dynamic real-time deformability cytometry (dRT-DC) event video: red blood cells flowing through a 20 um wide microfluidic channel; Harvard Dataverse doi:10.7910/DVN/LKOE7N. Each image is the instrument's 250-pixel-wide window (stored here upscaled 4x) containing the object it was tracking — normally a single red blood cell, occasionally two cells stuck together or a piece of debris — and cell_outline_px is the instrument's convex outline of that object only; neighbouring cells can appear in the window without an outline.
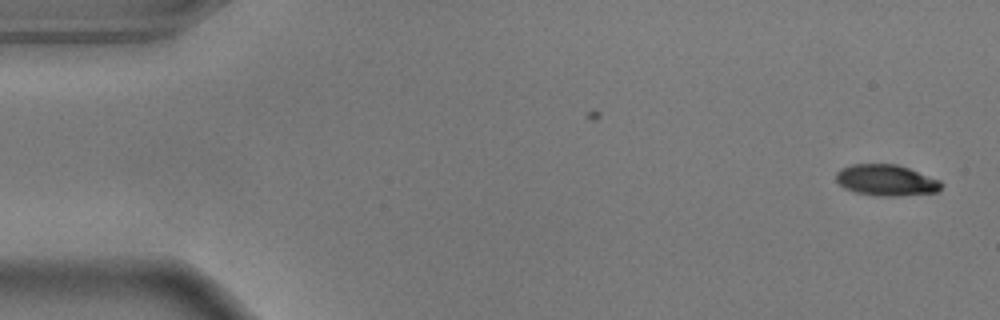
{"species": "common noctule bat (a hibernating species)", "species_latin": "Nyctalus noctula", "temperature_condition": "warm", "stored_images_in_passage": 54, "camera_frame_rate_fps": 3000, "um_per_image_px": 0.085, "animal": {"sex": "male", "body_mass_g": 17.9}, "frame": {"image": 1, "passage_image": 1, "time_ms": 0.0, "image_size_px": [1000, 320], "cell_outline_px": [[944, 184], [936, 192], [900, 196], [880, 196], [856, 192], [844, 188], [836, 180], [836, 172], [840, 168], [852, 164], [896, 164], [908, 168], [940, 180]], "centroid_in_image_um": [75.32, 15.32], "position_along_channel_um": 9.7, "area_um2": 19.07}}
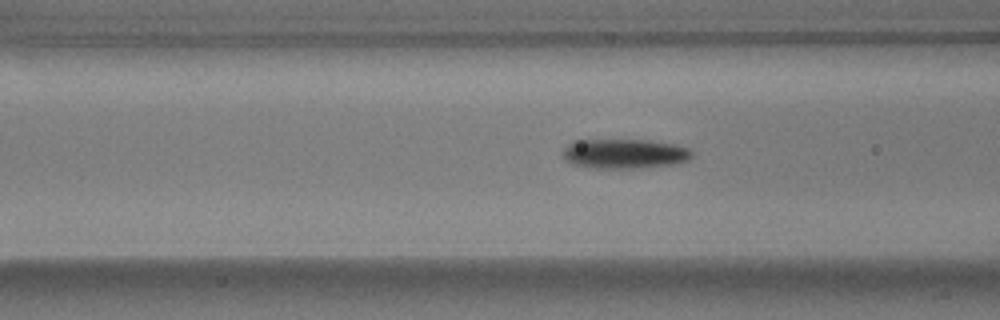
{"frame": {"image": 2, "passage_image": 20, "time_ms": 6.333, "image_size_px": [1000, 320], "cell_outline_px": [[692, 156], [688, 160], [672, 164], [640, 168], [592, 168], [572, 164], [564, 160], [564, 148], [568, 144], [576, 140], [644, 140], [672, 144], [688, 148], [692, 152]], "centroid_in_image_um": [53.05, 13.07], "position_along_channel_um": 113.6, "area_um2": 22.14}}
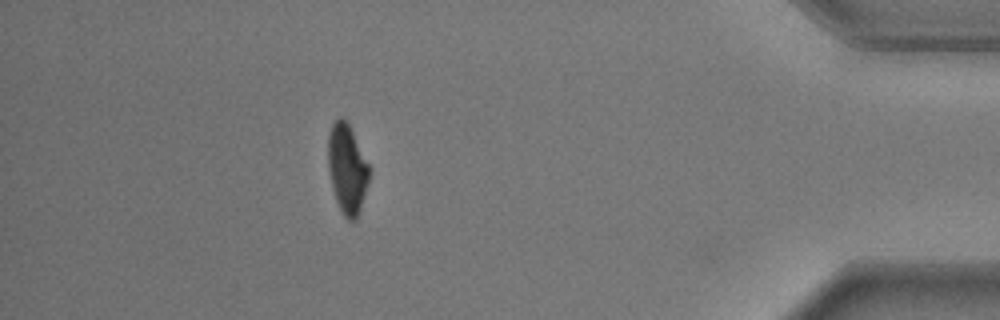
{"frame": {"image": 3, "passage_image": 48, "time_ms": 15.667, "image_size_px": [1000, 320], "cell_outline_px": [[372, 168], [360, 208], [356, 220], [348, 220], [344, 216], [336, 200], [332, 188], [328, 168], [328, 136], [332, 124], [340, 116], [348, 124]], "centroid_in_image_um": [29.51, 14.35], "position_along_channel_um": 405.7, "area_um2": 21.33}, "authors_computed_cell_mechanics": {"area_um2": 21.964, "velocity_mm_per_s": 3.6641, "shape_relaxation_time_tau1_ms": 2.894, "shape_relaxation_time_tau2_ms": 2.5827, "deformation_change_tau1": 0.1873, "deformation_change_tau2": 0.0892}}